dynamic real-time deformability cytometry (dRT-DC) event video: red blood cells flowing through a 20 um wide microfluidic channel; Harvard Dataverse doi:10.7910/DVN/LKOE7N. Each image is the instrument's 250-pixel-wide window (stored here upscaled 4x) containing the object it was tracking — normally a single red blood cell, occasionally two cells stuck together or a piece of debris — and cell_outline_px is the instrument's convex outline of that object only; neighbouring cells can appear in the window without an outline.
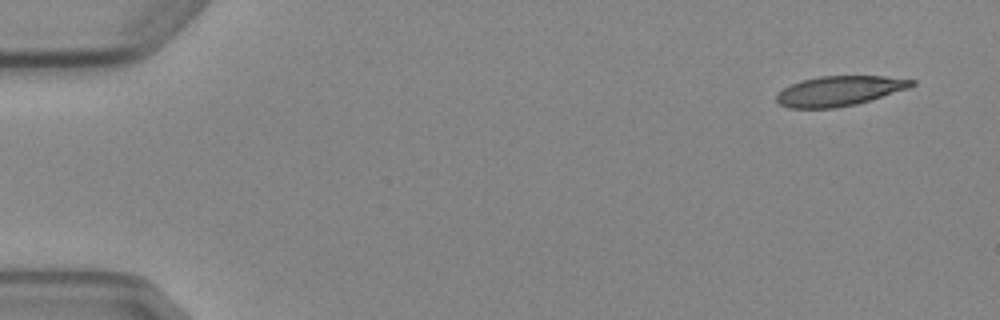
{"species": "Egyptian fruit bat (a non-hibernating species)", "species_latin": "Rousettus aegyptiacus", "temperature_condition": "cold", "stored_images_in_passage": 7, "camera_frame_rate_fps": 3000, "um_per_image_px": 0.085, "animal": {"sex": "female"}, "frame": {"image": 1, "passage_image": 1, "time_ms": 0.0, "image_size_px": [1000, 320], "cell_outline_px": [[916, 84], [908, 88], [856, 104], [836, 108], [788, 108], [780, 104], [776, 100], [776, 96], [784, 88], [800, 80], [820, 76], [884, 76], [916, 80]], "centroid_in_image_um": [71.34, 7.72], "position_along_channel_um": 13.7, "area_um2": 23.41}}
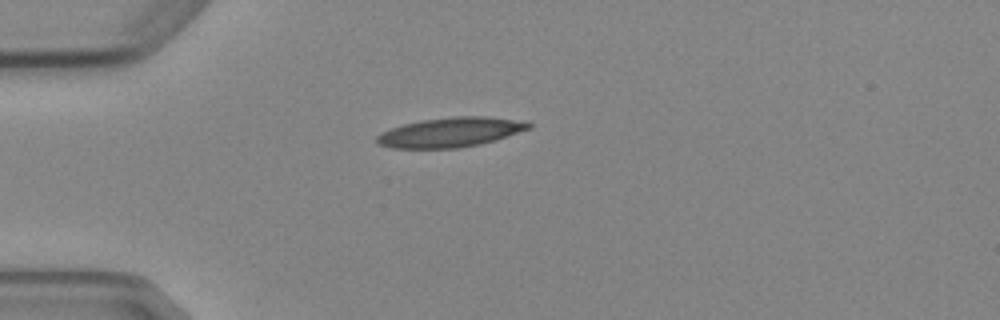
{"frame": {"image": 2, "passage_image": 4, "time_ms": 3.667, "image_size_px": [1000, 320], "cell_outline_px": [[532, 128], [496, 140], [480, 144], [460, 148], [392, 148], [376, 144], [376, 136], [380, 132], [404, 124], [420, 120], [452, 116], [484, 116], [512, 120], [532, 124]], "centroid_in_image_um": [38.24, 11.25], "position_along_channel_um": 46.8, "area_um2": 26.18}}
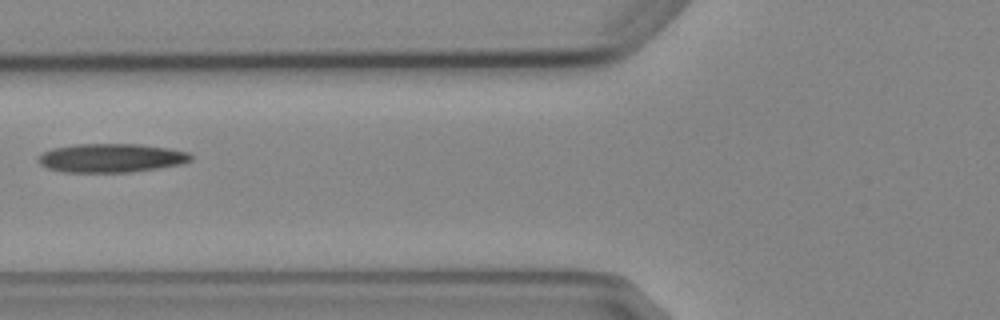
{"frame": {"image": 3, "passage_image": 6, "time_ms": 6.0, "image_size_px": [1000, 320], "cell_outline_px": [[192, 160], [180, 164], [132, 172], [64, 172], [48, 168], [40, 164], [36, 160], [44, 152], [52, 148], [72, 144], [140, 144], [168, 148], [188, 152], [192, 156]], "centroid_in_image_um": [9.43, 13.42], "position_along_channel_um": 116.4, "area_um2": 25.55}}